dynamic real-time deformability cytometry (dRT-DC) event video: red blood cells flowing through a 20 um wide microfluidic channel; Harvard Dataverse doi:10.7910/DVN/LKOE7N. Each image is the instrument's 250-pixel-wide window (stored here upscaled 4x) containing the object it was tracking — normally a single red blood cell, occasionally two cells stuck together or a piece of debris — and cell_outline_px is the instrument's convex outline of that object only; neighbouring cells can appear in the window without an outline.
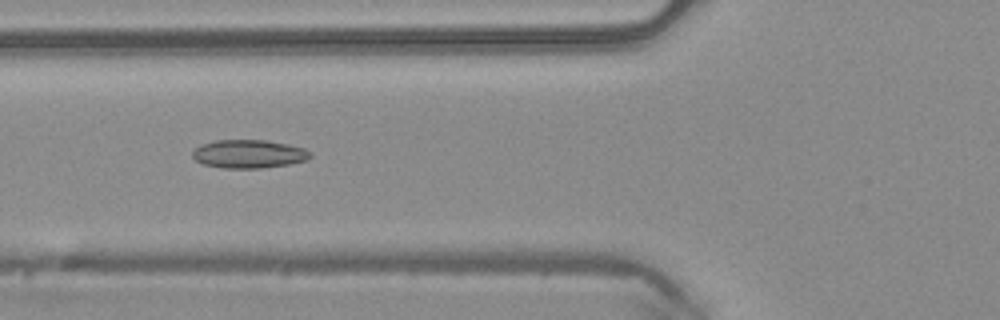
{"species": "common noctule bat (a hibernating species)", "species_latin": "Nyctalus noctula", "temperature_condition": "warm", "stored_images_in_passage": 15, "camera_frame_rate_fps": 3000, "um_per_image_px": 0.085, "animal": {"sex": "male", "body_mass_g": 20.4}, "frame": {"image": 1, "passage_image": 9, "time_ms": 2.667, "image_size_px": [1000, 320], "cell_outline_px": [[312, 156], [308, 160], [288, 164], [260, 168], [220, 168], [204, 164], [196, 160], [192, 156], [192, 152], [200, 144], [216, 140], [264, 140], [304, 148], [312, 152]], "centroid_in_image_um": [21.14, 13.09], "position_along_channel_um": 104.7, "area_um2": 19.42}}